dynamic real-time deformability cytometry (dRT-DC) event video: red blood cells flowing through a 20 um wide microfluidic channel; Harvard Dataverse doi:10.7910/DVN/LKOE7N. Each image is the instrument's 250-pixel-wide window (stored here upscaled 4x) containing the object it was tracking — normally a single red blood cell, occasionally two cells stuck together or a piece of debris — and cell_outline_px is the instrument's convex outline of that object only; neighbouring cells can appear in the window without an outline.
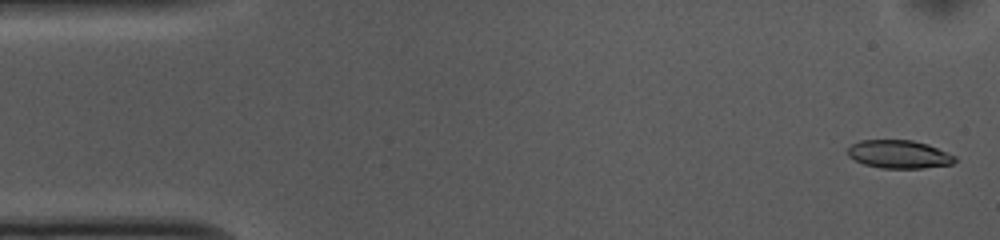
{"species": "common noctule bat (a hibernating species)", "species_latin": "Nyctalus noctula", "temperature_condition": "cold", "stored_images_in_passage": 53, "camera_frame_rate_fps": 3000, "um_per_image_px": 0.085, "animal": {"sex": "female", "body_mass_g": 10.0, "forearm_length_mm": 53.1}, "frame": {"image": 1, "passage_image": 2, "time_ms": 0.333, "image_size_px": [1000, 240], "cell_outline_px": [[956, 160], [952, 164], [924, 168], [880, 168], [864, 164], [848, 156], [848, 148], [852, 144], [860, 140], [912, 140], [928, 144], [956, 156]], "centroid_in_image_um": [76.42, 13.11], "position_along_channel_um": 8.6, "area_um2": 17.57}}
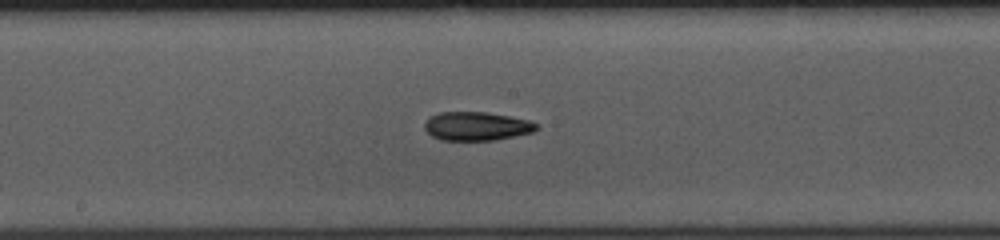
{"frame": {"image": 2, "passage_image": 27, "time_ms": 8.667, "image_size_px": [1000, 240], "cell_outline_px": [[540, 128], [532, 132], [492, 140], [440, 140], [432, 136], [424, 128], [424, 124], [432, 116], [440, 112], [484, 112], [508, 116], [528, 120], [540, 124]], "centroid_in_image_um": [40.53, 10.73], "position_along_channel_um": 207.7, "area_um2": 18.5}}
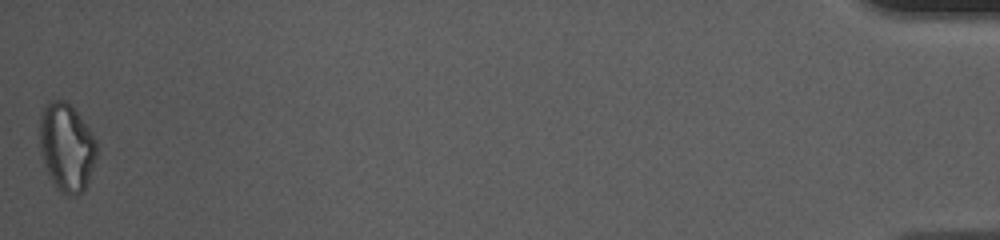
{"frame": {"image": 3, "passage_image": 53, "time_ms": 17.333, "image_size_px": [1000, 240], "cell_outline_px": [[96, 156], [88, 184], [84, 192], [72, 196], [68, 196], [60, 192], [48, 176], [40, 152], [40, 116], [48, 100], [64, 100], [72, 104], [96, 140]], "centroid_in_image_um": [5.65, 12.53], "position_along_channel_um": 429.5, "area_um2": 29.54}, "authors_computed_cell_mechanics": {"area_um2": 18.8428, "velocity_mm_per_s": 3.7274, "shape_relaxation_time_tau1_ms": 4.9606, "shape_relaxation_time_tau2_ms": 7.9265, "deformation_change_tau1": 0.143, "deformation_change_tau2": 0.1643}}